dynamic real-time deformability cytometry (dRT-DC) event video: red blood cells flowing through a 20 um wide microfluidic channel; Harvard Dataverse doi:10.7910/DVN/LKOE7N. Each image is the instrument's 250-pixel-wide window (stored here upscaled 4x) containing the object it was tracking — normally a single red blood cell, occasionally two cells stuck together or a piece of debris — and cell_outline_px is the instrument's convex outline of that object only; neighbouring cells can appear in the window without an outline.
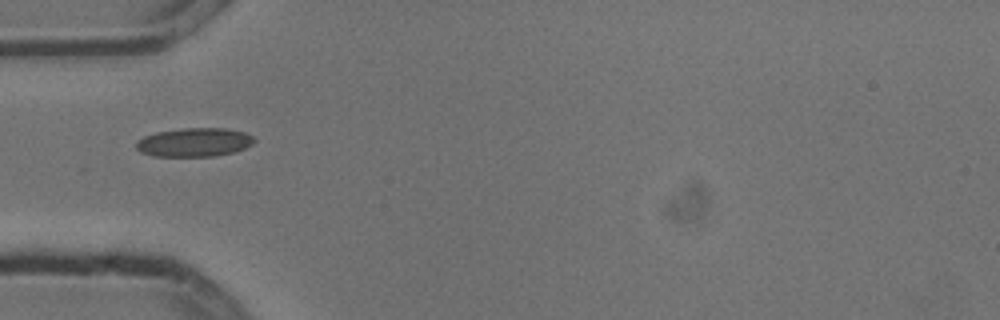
{"species": "common noctule bat (a hibernating species)", "species_latin": "Nyctalus noctula", "temperature_condition": "cold", "stored_images_in_passage": 2, "camera_frame_rate_fps": 3000, "um_per_image_px": 0.085, "animal": {"sex": "male", "body_mass_g": 13.3}, "frame": {"image": 1, "passage_image": 1, "time_ms": 0.0, "image_size_px": [1000, 320], "cell_outline_px": [[256, 140], [252, 144], [244, 148], [232, 152], [212, 156], [152, 156], [140, 152], [136, 148], [136, 140], [144, 136], [156, 132], [184, 128], [228, 128], [244, 132], [252, 136]], "centroid_in_image_um": [16.48, 12.09], "position_along_channel_um": 68.5, "area_um2": 19.77}}
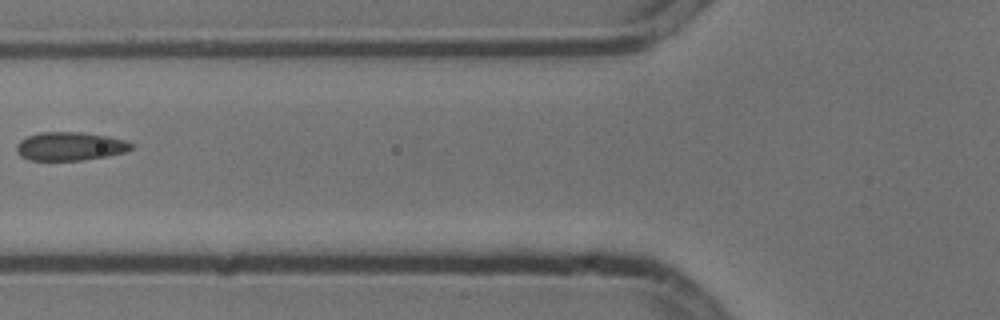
{"frame": {"image": 2, "passage_image": 2, "time_ms": 0.333, "image_size_px": [1000, 320], "cell_outline_px": [[132, 148], [124, 152], [104, 156], [80, 160], [28, 160], [20, 156], [16, 152], [16, 144], [20, 140], [28, 136], [40, 132], [80, 132], [108, 136], [124, 140], [132, 144]], "centroid_in_image_um": [5.89, 12.43], "position_along_channel_um": 119.9, "area_um2": 18.9}}